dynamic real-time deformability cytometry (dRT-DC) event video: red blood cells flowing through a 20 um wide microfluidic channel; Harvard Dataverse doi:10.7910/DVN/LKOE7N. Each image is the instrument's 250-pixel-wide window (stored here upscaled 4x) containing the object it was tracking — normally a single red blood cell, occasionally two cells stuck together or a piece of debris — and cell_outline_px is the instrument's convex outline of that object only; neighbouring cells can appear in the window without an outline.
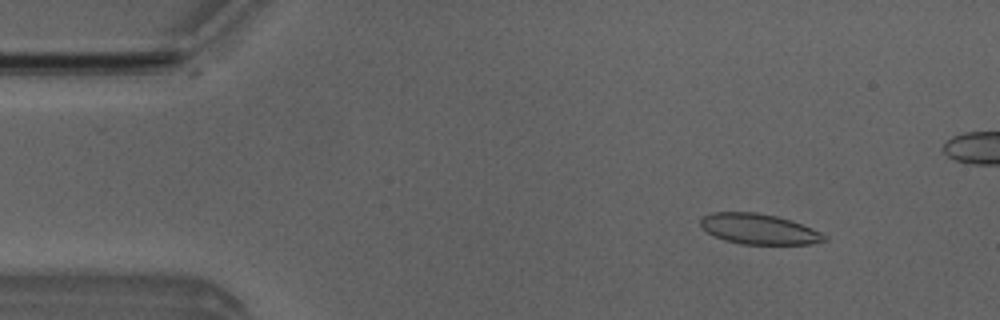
{"species": "Egyptian fruit bat (a non-hibernating species)", "species_latin": "Rousettus aegyptiacus", "temperature_condition": "room temperature", "stored_images_in_passage": 51, "camera_frame_rate_fps": 3000, "um_per_image_px": 0.085, "animal": {"sex": "male"}, "frame": {"image": 1, "passage_image": 5, "time_ms": 1.333, "image_size_px": [1000, 320], "cell_outline_px": [[828, 240], [812, 244], [740, 244], [724, 240], [712, 236], [700, 224], [700, 220], [704, 216], [712, 212], [756, 212], [776, 216], [812, 228], [828, 236]], "centroid_in_image_um": [64.51, 19.48], "position_along_channel_um": 20.5, "area_um2": 21.91}}
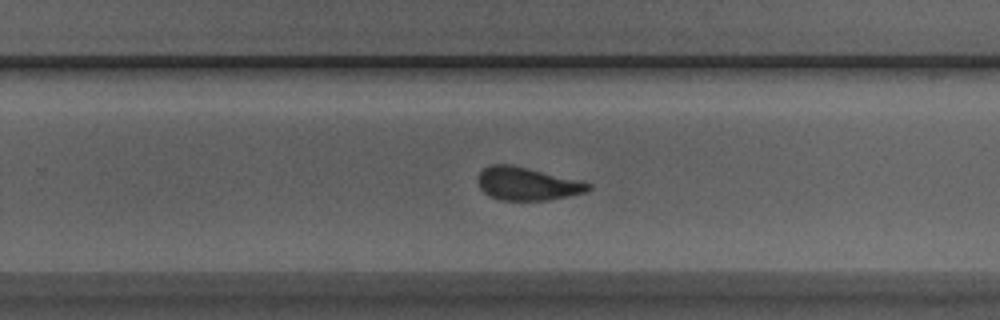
{"frame": {"image": 2, "passage_image": 31, "time_ms": 10.0, "image_size_px": [1000, 320], "cell_outline_px": [[592, 188], [584, 192], [568, 196], [548, 200], [500, 200], [488, 196], [480, 188], [476, 180], [476, 176], [484, 168], [492, 164], [512, 164], [592, 184]], "centroid_in_image_um": [44.74, 15.62], "position_along_channel_um": 285.1, "area_um2": 21.15}}
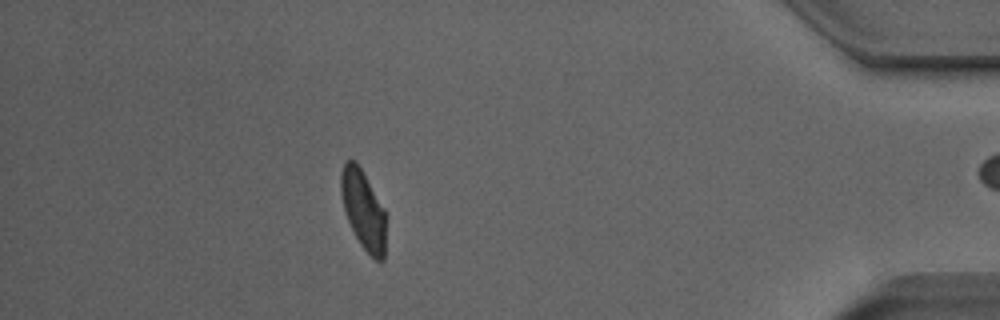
{"frame": {"image": 3, "passage_image": 44, "time_ms": 14.333, "image_size_px": [1000, 320], "cell_outline_px": [[384, 260], [376, 260], [360, 244], [348, 220], [344, 208], [340, 192], [340, 172], [344, 160], [356, 160], [384, 208]], "centroid_in_image_um": [30.84, 17.75], "position_along_channel_um": 404.4, "area_um2": 20.35}, "authors_computed_cell_mechanics": {"area_um2": 21.964, "velocity_mm_per_s": 3.9633, "shape_relaxation_time_tau1_ms": 6.5718, "shape_relaxation_time_tau2_ms": 1.3057, "deformation_change_tau1": 0.1606, "deformation_change_tau2": 0.0855}}